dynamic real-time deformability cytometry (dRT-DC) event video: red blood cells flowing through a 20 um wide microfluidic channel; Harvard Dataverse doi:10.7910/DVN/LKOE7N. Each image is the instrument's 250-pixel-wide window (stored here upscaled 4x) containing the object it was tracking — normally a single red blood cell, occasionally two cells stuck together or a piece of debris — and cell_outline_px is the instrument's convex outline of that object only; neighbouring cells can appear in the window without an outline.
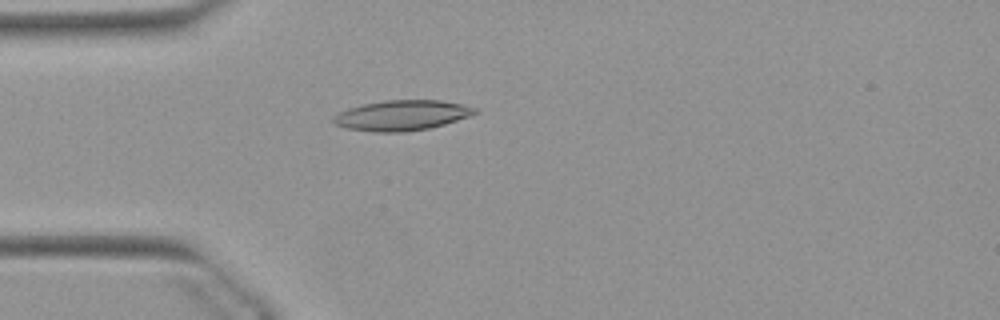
{"species": "Egyptian fruit bat (a non-hibernating species)", "species_latin": "Rousettus aegyptiacus", "temperature_condition": "warm", "stored_images_in_passage": 52, "camera_frame_rate_fps": 3000, "um_per_image_px": 0.085, "animal": {"sex": "female"}, "frame": {"image": 1, "passage_image": 14, "time_ms": 4.333, "image_size_px": [1000, 320], "cell_outline_px": [[480, 112], [444, 124], [428, 128], [404, 132], [372, 132], [344, 128], [332, 124], [332, 116], [348, 108], [364, 104], [384, 100], [440, 100], [460, 104], [476, 108]], "centroid_in_image_um": [34.09, 9.81], "position_along_channel_um": 50.9, "area_um2": 24.97}}
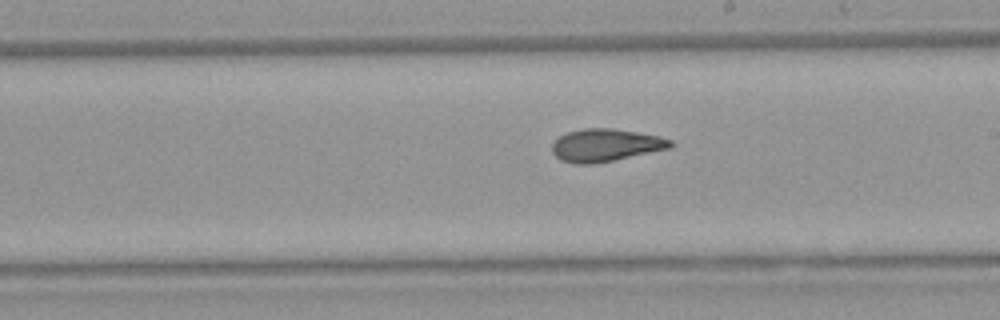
{"frame": {"image": 2, "passage_image": 29, "time_ms": 9.333, "image_size_px": [1000, 320], "cell_outline_px": [[676, 144], [672, 148], [592, 164], [572, 164], [560, 160], [552, 152], [552, 144], [560, 136], [568, 132], [584, 128], [612, 128], [660, 136], [672, 140]], "centroid_in_image_um": [51.5, 12.34], "position_along_channel_um": 237.5, "area_um2": 22.54}}
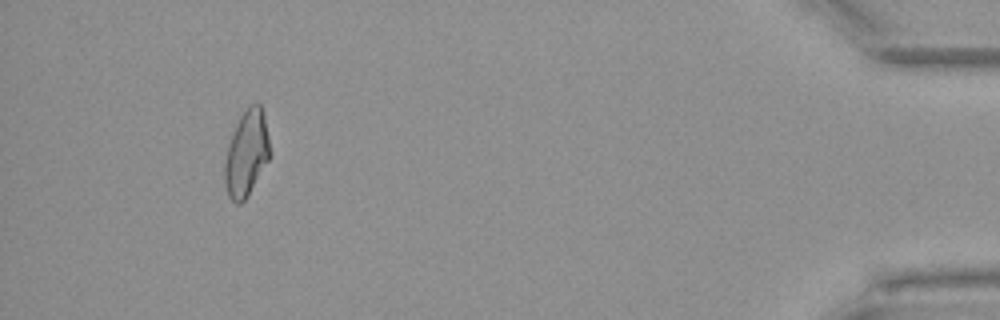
{"frame": {"image": 3, "passage_image": 48, "time_ms": 15.667, "image_size_px": [1000, 320], "cell_outline_px": [[268, 160], [248, 196], [240, 204], [236, 204], [228, 196], [224, 180], [224, 164], [228, 144], [236, 124], [240, 116], [252, 104], [260, 104], [264, 112], [268, 136]], "centroid_in_image_um": [20.93, 13.07], "position_along_channel_um": 414.3, "area_um2": 22.25}, "authors_computed_cell_mechanics": {"area_um2": 22.6576, "velocity_mm_per_s": 3.9037, "shape_relaxation_time_tau1_ms": null, "shape_relaxation_time_tau2_ms": 2.7207, "deformation_change_tau1": null, "deformation_change_tau2": 0.1065}}